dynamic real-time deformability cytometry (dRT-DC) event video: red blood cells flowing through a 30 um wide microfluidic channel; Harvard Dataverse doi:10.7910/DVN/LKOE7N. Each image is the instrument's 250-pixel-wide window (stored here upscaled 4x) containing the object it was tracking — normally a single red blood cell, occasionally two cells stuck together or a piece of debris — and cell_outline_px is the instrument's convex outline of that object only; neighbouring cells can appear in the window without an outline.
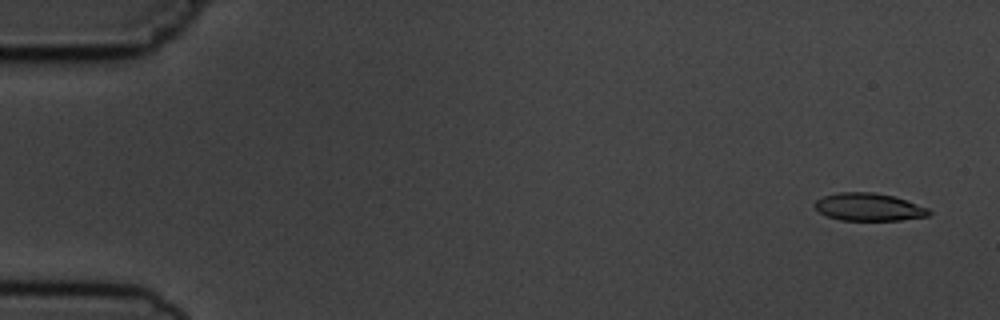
{"species": "common noctule bat (a hibernating species)", "species_latin": "Nyctalus noctula", "temperature_condition": "cold", "stored_images_in_passage": 6, "segment_of_instrument_passage": [1, 2], "camera_frame_rate_fps": 3000, "um_per_image_px": 0.085, "animal": {"sex": "male", "body_mass_g": 19.5, "forearm_length_mm": 54.6}, "frame": {"image": 1, "passage_image": 1, "time_ms": 0.0, "image_size_px": [1000, 320], "cell_outline_px": [[932, 212], [928, 216], [900, 220], [840, 220], [828, 216], [820, 212], [812, 204], [816, 200], [824, 196], [840, 192], [872, 192], [892, 196], [928, 208]], "centroid_in_image_um": [73.82, 17.6], "position_along_channel_um": 11.2, "area_um2": 18.21}}
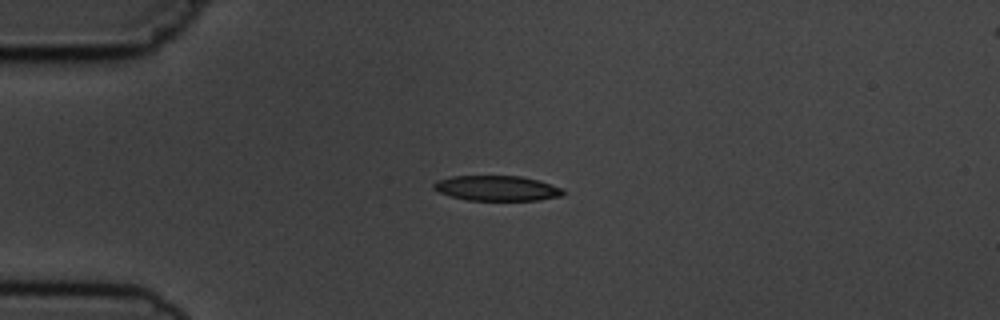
{"frame": {"image": 2, "passage_image": 4, "time_ms": 3.667, "image_size_px": [1000, 320], "cell_outline_px": [[564, 192], [560, 196], [540, 200], [468, 200], [452, 196], [440, 192], [432, 188], [432, 184], [436, 180], [452, 176], [520, 176], [540, 180], [560, 188]], "centroid_in_image_um": [42.2, 15.99], "position_along_channel_um": 42.8, "area_um2": 18.84}}